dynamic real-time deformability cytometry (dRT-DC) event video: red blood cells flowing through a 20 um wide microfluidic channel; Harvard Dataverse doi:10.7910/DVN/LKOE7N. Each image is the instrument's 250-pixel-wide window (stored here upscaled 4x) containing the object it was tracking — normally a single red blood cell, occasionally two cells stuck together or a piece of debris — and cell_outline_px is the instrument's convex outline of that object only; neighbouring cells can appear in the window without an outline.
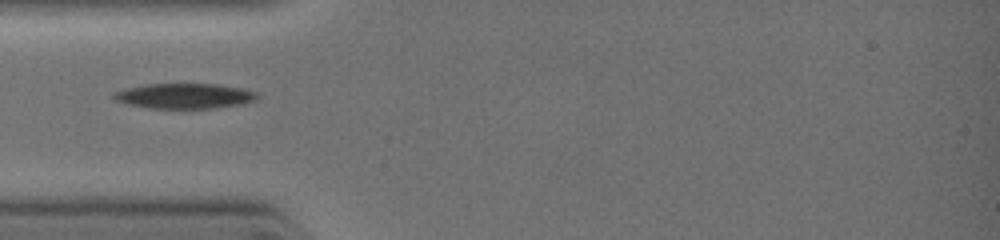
{"species": "common noctule bat (a hibernating species)", "species_latin": "Nyctalus noctula", "temperature_condition": "warm", "stored_images_in_passage": 25, "camera_frame_rate_fps": 3000, "um_per_image_px": 0.085, "animal": {"sex": "female", "body_mass_g": 19.0, "forearm_length_mm": 51.5}, "frame": {"image": 1, "passage_image": 1, "time_ms": 0.0, "image_size_px": [1000, 240], "cell_outline_px": [[256, 100], [244, 104], [216, 108], [152, 108], [128, 104], [116, 100], [112, 96], [112, 92], [128, 88], [148, 84], [216, 84], [240, 88], [256, 92]], "centroid_in_image_um": [15.69, 8.16], "position_along_channel_um": 69.3, "area_um2": 20.87}}
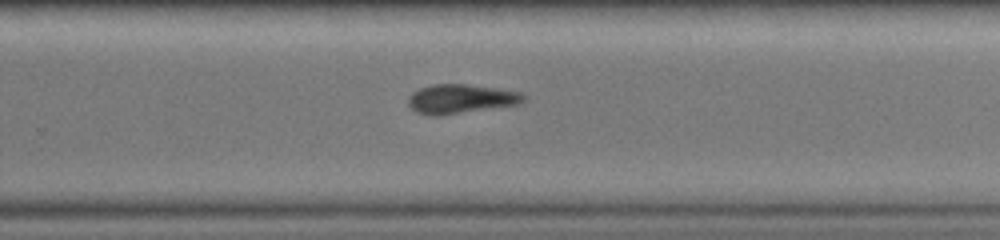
{"frame": {"image": 2, "passage_image": 13, "time_ms": 4.0, "image_size_px": [1000, 240], "cell_outline_px": [[528, 96], [520, 104], [440, 116], [432, 116], [416, 112], [408, 104], [408, 96], [412, 92], [420, 88], [432, 84], [464, 84], [496, 88], [524, 92]], "centroid_in_image_um": [39.19, 8.41], "position_along_channel_um": 290.6, "area_um2": 19.88}}
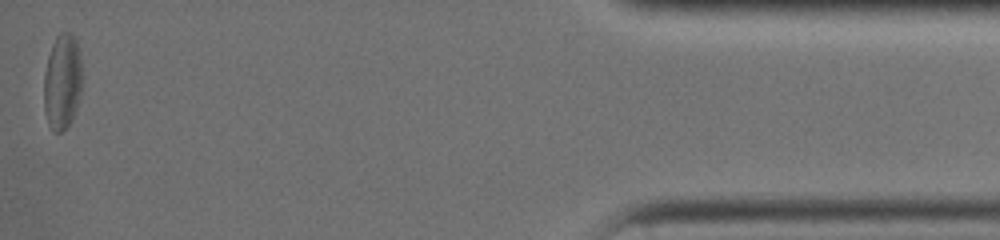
{"frame": {"image": 3, "passage_image": 25, "time_ms": 8.0, "image_size_px": [1000, 240], "cell_outline_px": [[84, 76], [76, 108], [72, 120], [60, 132], [52, 132], [48, 124], [44, 108], [44, 72], [48, 56], [52, 44], [56, 36], [60, 32], [68, 32], [76, 40], [80, 52]], "centroid_in_image_um": [5.31, 6.92], "position_along_channel_um": 429.9, "area_um2": 21.68}}